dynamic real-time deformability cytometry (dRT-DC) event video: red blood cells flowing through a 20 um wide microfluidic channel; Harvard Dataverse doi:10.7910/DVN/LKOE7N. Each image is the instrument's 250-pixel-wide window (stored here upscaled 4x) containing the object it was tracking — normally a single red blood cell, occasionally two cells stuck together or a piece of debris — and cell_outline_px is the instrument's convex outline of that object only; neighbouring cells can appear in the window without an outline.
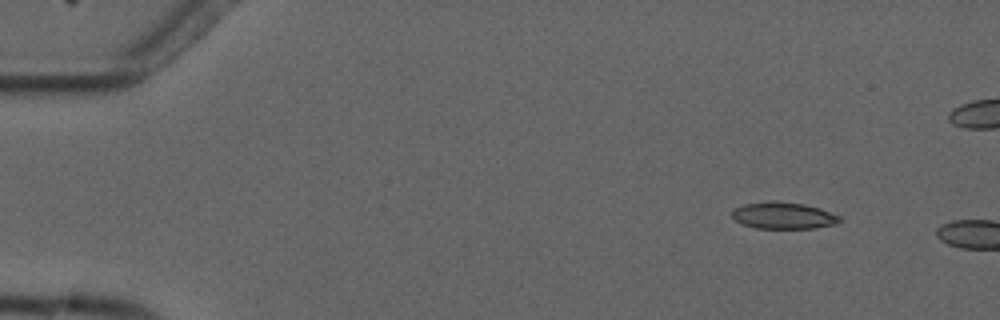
{"species": "common noctule bat (a hibernating species)", "species_latin": "Nyctalus noctula", "temperature_condition": "cold", "stored_images_in_passage": 2, "camera_frame_rate_fps": 3000, "um_per_image_px": 0.085, "animal": {"sex": "male", "forearm_length_mm": 52.5}, "frame": {"image": 1, "passage_image": 1, "time_ms": 0.0, "image_size_px": [1000, 320], "cell_outline_px": [[840, 220], [836, 224], [812, 228], [756, 228], [740, 224], [732, 216], [732, 212], [736, 208], [744, 204], [772, 200], [804, 204], [820, 208], [840, 216]], "centroid_in_image_um": [66.57, 18.32], "position_along_channel_um": 18.4, "area_um2": 16.7}}